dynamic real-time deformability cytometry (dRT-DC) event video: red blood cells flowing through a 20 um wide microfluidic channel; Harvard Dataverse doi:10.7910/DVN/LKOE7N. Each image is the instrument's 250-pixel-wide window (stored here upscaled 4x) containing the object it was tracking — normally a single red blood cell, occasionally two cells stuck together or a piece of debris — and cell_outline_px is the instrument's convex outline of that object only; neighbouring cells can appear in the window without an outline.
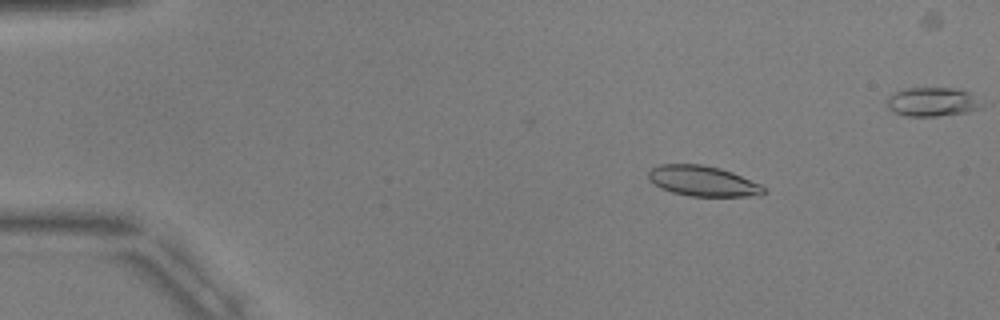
{"species": "common noctule bat (a hibernating species)", "species_latin": "Nyctalus noctula", "temperature_condition": "warm", "stored_images_in_passage": 5, "camera_frame_rate_fps": 3000, "um_per_image_px": 0.085, "animal": {"sex": "male", "body_mass_g": 17.9, "forearm_length_mm": 54.2}, "frame": {"image": 1, "passage_image": 2, "time_ms": 1.333, "image_size_px": [1000, 320], "cell_outline_px": [[768, 192], [760, 196], [692, 196], [672, 192], [660, 188], [648, 180], [648, 172], [652, 168], [660, 164], [700, 164], [720, 168], [732, 172], [760, 184]], "centroid_in_image_um": [59.74, 15.39], "position_along_channel_um": 25.3, "area_um2": 20.46}}